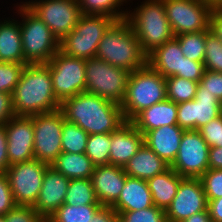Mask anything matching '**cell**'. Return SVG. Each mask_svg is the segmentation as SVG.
I'll use <instances>...</instances> for the list:
<instances>
[{
    "instance_id": "obj_37",
    "label": "cell",
    "mask_w": 222,
    "mask_h": 222,
    "mask_svg": "<svg viewBox=\"0 0 222 222\" xmlns=\"http://www.w3.org/2000/svg\"><path fill=\"white\" fill-rule=\"evenodd\" d=\"M26 64L0 62V92L11 94L18 84Z\"/></svg>"
},
{
    "instance_id": "obj_6",
    "label": "cell",
    "mask_w": 222,
    "mask_h": 222,
    "mask_svg": "<svg viewBox=\"0 0 222 222\" xmlns=\"http://www.w3.org/2000/svg\"><path fill=\"white\" fill-rule=\"evenodd\" d=\"M22 3V4H21ZM17 8L25 64L48 63L60 50V41L23 2Z\"/></svg>"
},
{
    "instance_id": "obj_5",
    "label": "cell",
    "mask_w": 222,
    "mask_h": 222,
    "mask_svg": "<svg viewBox=\"0 0 222 222\" xmlns=\"http://www.w3.org/2000/svg\"><path fill=\"white\" fill-rule=\"evenodd\" d=\"M166 99V78L146 64L130 73L120 106L125 120L132 121L144 109Z\"/></svg>"
},
{
    "instance_id": "obj_22",
    "label": "cell",
    "mask_w": 222,
    "mask_h": 222,
    "mask_svg": "<svg viewBox=\"0 0 222 222\" xmlns=\"http://www.w3.org/2000/svg\"><path fill=\"white\" fill-rule=\"evenodd\" d=\"M154 206L147 180L126 176L118 200L111 206L117 213L138 211Z\"/></svg>"
},
{
    "instance_id": "obj_28",
    "label": "cell",
    "mask_w": 222,
    "mask_h": 222,
    "mask_svg": "<svg viewBox=\"0 0 222 222\" xmlns=\"http://www.w3.org/2000/svg\"><path fill=\"white\" fill-rule=\"evenodd\" d=\"M56 171L71 179H90L95 165L85 153L62 152L50 165Z\"/></svg>"
},
{
    "instance_id": "obj_34",
    "label": "cell",
    "mask_w": 222,
    "mask_h": 222,
    "mask_svg": "<svg viewBox=\"0 0 222 222\" xmlns=\"http://www.w3.org/2000/svg\"><path fill=\"white\" fill-rule=\"evenodd\" d=\"M111 133L88 136L85 154L97 165L109 164Z\"/></svg>"
},
{
    "instance_id": "obj_24",
    "label": "cell",
    "mask_w": 222,
    "mask_h": 222,
    "mask_svg": "<svg viewBox=\"0 0 222 222\" xmlns=\"http://www.w3.org/2000/svg\"><path fill=\"white\" fill-rule=\"evenodd\" d=\"M184 57L179 41L174 37L147 55V64L164 78L176 76L181 71Z\"/></svg>"
},
{
    "instance_id": "obj_47",
    "label": "cell",
    "mask_w": 222,
    "mask_h": 222,
    "mask_svg": "<svg viewBox=\"0 0 222 222\" xmlns=\"http://www.w3.org/2000/svg\"><path fill=\"white\" fill-rule=\"evenodd\" d=\"M9 166L5 124H0V173H4Z\"/></svg>"
},
{
    "instance_id": "obj_11",
    "label": "cell",
    "mask_w": 222,
    "mask_h": 222,
    "mask_svg": "<svg viewBox=\"0 0 222 222\" xmlns=\"http://www.w3.org/2000/svg\"><path fill=\"white\" fill-rule=\"evenodd\" d=\"M48 166L46 163L32 159L7 168L5 174L17 206H34Z\"/></svg>"
},
{
    "instance_id": "obj_27",
    "label": "cell",
    "mask_w": 222,
    "mask_h": 222,
    "mask_svg": "<svg viewBox=\"0 0 222 222\" xmlns=\"http://www.w3.org/2000/svg\"><path fill=\"white\" fill-rule=\"evenodd\" d=\"M183 178L171 167L149 178L147 183L152 194L154 206L166 211L176 196L179 184Z\"/></svg>"
},
{
    "instance_id": "obj_43",
    "label": "cell",
    "mask_w": 222,
    "mask_h": 222,
    "mask_svg": "<svg viewBox=\"0 0 222 222\" xmlns=\"http://www.w3.org/2000/svg\"><path fill=\"white\" fill-rule=\"evenodd\" d=\"M205 71L204 63L182 57L181 71L176 76L198 82L203 77Z\"/></svg>"
},
{
    "instance_id": "obj_54",
    "label": "cell",
    "mask_w": 222,
    "mask_h": 222,
    "mask_svg": "<svg viewBox=\"0 0 222 222\" xmlns=\"http://www.w3.org/2000/svg\"><path fill=\"white\" fill-rule=\"evenodd\" d=\"M0 222H6L5 216H0Z\"/></svg>"
},
{
    "instance_id": "obj_36",
    "label": "cell",
    "mask_w": 222,
    "mask_h": 222,
    "mask_svg": "<svg viewBox=\"0 0 222 222\" xmlns=\"http://www.w3.org/2000/svg\"><path fill=\"white\" fill-rule=\"evenodd\" d=\"M205 49V69L222 72V41L210 29L205 30Z\"/></svg>"
},
{
    "instance_id": "obj_17",
    "label": "cell",
    "mask_w": 222,
    "mask_h": 222,
    "mask_svg": "<svg viewBox=\"0 0 222 222\" xmlns=\"http://www.w3.org/2000/svg\"><path fill=\"white\" fill-rule=\"evenodd\" d=\"M220 101L209 92H196L195 99L177 104V124L184 130H198L220 115Z\"/></svg>"
},
{
    "instance_id": "obj_25",
    "label": "cell",
    "mask_w": 222,
    "mask_h": 222,
    "mask_svg": "<svg viewBox=\"0 0 222 222\" xmlns=\"http://www.w3.org/2000/svg\"><path fill=\"white\" fill-rule=\"evenodd\" d=\"M170 165L161 159L145 143L124 166L127 176L148 180L166 171Z\"/></svg>"
},
{
    "instance_id": "obj_44",
    "label": "cell",
    "mask_w": 222,
    "mask_h": 222,
    "mask_svg": "<svg viewBox=\"0 0 222 222\" xmlns=\"http://www.w3.org/2000/svg\"><path fill=\"white\" fill-rule=\"evenodd\" d=\"M16 206L8 178L5 172L0 173V216H5Z\"/></svg>"
},
{
    "instance_id": "obj_19",
    "label": "cell",
    "mask_w": 222,
    "mask_h": 222,
    "mask_svg": "<svg viewBox=\"0 0 222 222\" xmlns=\"http://www.w3.org/2000/svg\"><path fill=\"white\" fill-rule=\"evenodd\" d=\"M123 167L112 164L97 165L90 177L96 198L102 206L111 207L119 198L126 182Z\"/></svg>"
},
{
    "instance_id": "obj_29",
    "label": "cell",
    "mask_w": 222,
    "mask_h": 222,
    "mask_svg": "<svg viewBox=\"0 0 222 222\" xmlns=\"http://www.w3.org/2000/svg\"><path fill=\"white\" fill-rule=\"evenodd\" d=\"M82 15H105L118 20L127 18V11L121 9L128 0H77ZM120 7V8H119ZM121 10V11H120Z\"/></svg>"
},
{
    "instance_id": "obj_21",
    "label": "cell",
    "mask_w": 222,
    "mask_h": 222,
    "mask_svg": "<svg viewBox=\"0 0 222 222\" xmlns=\"http://www.w3.org/2000/svg\"><path fill=\"white\" fill-rule=\"evenodd\" d=\"M183 132L178 124L161 126L148 131L144 135V143L171 165L177 156Z\"/></svg>"
},
{
    "instance_id": "obj_23",
    "label": "cell",
    "mask_w": 222,
    "mask_h": 222,
    "mask_svg": "<svg viewBox=\"0 0 222 222\" xmlns=\"http://www.w3.org/2000/svg\"><path fill=\"white\" fill-rule=\"evenodd\" d=\"M131 122L143 135L161 126L176 125L177 103L168 99L156 103L141 111Z\"/></svg>"
},
{
    "instance_id": "obj_16",
    "label": "cell",
    "mask_w": 222,
    "mask_h": 222,
    "mask_svg": "<svg viewBox=\"0 0 222 222\" xmlns=\"http://www.w3.org/2000/svg\"><path fill=\"white\" fill-rule=\"evenodd\" d=\"M9 165L34 159V126L31 117L14 116L5 124Z\"/></svg>"
},
{
    "instance_id": "obj_39",
    "label": "cell",
    "mask_w": 222,
    "mask_h": 222,
    "mask_svg": "<svg viewBox=\"0 0 222 222\" xmlns=\"http://www.w3.org/2000/svg\"><path fill=\"white\" fill-rule=\"evenodd\" d=\"M199 179L207 200L222 197V169H208Z\"/></svg>"
},
{
    "instance_id": "obj_49",
    "label": "cell",
    "mask_w": 222,
    "mask_h": 222,
    "mask_svg": "<svg viewBox=\"0 0 222 222\" xmlns=\"http://www.w3.org/2000/svg\"><path fill=\"white\" fill-rule=\"evenodd\" d=\"M208 210L212 222H222V197L208 200Z\"/></svg>"
},
{
    "instance_id": "obj_10",
    "label": "cell",
    "mask_w": 222,
    "mask_h": 222,
    "mask_svg": "<svg viewBox=\"0 0 222 222\" xmlns=\"http://www.w3.org/2000/svg\"><path fill=\"white\" fill-rule=\"evenodd\" d=\"M30 117L34 126V159L50 166L62 153L63 113L59 108Z\"/></svg>"
},
{
    "instance_id": "obj_15",
    "label": "cell",
    "mask_w": 222,
    "mask_h": 222,
    "mask_svg": "<svg viewBox=\"0 0 222 222\" xmlns=\"http://www.w3.org/2000/svg\"><path fill=\"white\" fill-rule=\"evenodd\" d=\"M208 209V200L199 178L184 177L178 187L176 196L167 208V222L182 220Z\"/></svg>"
},
{
    "instance_id": "obj_52",
    "label": "cell",
    "mask_w": 222,
    "mask_h": 222,
    "mask_svg": "<svg viewBox=\"0 0 222 222\" xmlns=\"http://www.w3.org/2000/svg\"><path fill=\"white\" fill-rule=\"evenodd\" d=\"M212 8H219L222 5V0H200Z\"/></svg>"
},
{
    "instance_id": "obj_40",
    "label": "cell",
    "mask_w": 222,
    "mask_h": 222,
    "mask_svg": "<svg viewBox=\"0 0 222 222\" xmlns=\"http://www.w3.org/2000/svg\"><path fill=\"white\" fill-rule=\"evenodd\" d=\"M197 92H209L222 102V72L206 70L199 81Z\"/></svg>"
},
{
    "instance_id": "obj_31",
    "label": "cell",
    "mask_w": 222,
    "mask_h": 222,
    "mask_svg": "<svg viewBox=\"0 0 222 222\" xmlns=\"http://www.w3.org/2000/svg\"><path fill=\"white\" fill-rule=\"evenodd\" d=\"M88 136L89 134L81 127L66 121L63 115L62 152L85 153Z\"/></svg>"
},
{
    "instance_id": "obj_53",
    "label": "cell",
    "mask_w": 222,
    "mask_h": 222,
    "mask_svg": "<svg viewBox=\"0 0 222 222\" xmlns=\"http://www.w3.org/2000/svg\"><path fill=\"white\" fill-rule=\"evenodd\" d=\"M39 222H54L51 218H41Z\"/></svg>"
},
{
    "instance_id": "obj_13",
    "label": "cell",
    "mask_w": 222,
    "mask_h": 222,
    "mask_svg": "<svg viewBox=\"0 0 222 222\" xmlns=\"http://www.w3.org/2000/svg\"><path fill=\"white\" fill-rule=\"evenodd\" d=\"M175 36L208 30L213 8L200 0H163Z\"/></svg>"
},
{
    "instance_id": "obj_30",
    "label": "cell",
    "mask_w": 222,
    "mask_h": 222,
    "mask_svg": "<svg viewBox=\"0 0 222 222\" xmlns=\"http://www.w3.org/2000/svg\"><path fill=\"white\" fill-rule=\"evenodd\" d=\"M64 204L72 206L101 205L96 198L90 179H71Z\"/></svg>"
},
{
    "instance_id": "obj_26",
    "label": "cell",
    "mask_w": 222,
    "mask_h": 222,
    "mask_svg": "<svg viewBox=\"0 0 222 222\" xmlns=\"http://www.w3.org/2000/svg\"><path fill=\"white\" fill-rule=\"evenodd\" d=\"M0 62L25 64L18 20L7 18L0 22Z\"/></svg>"
},
{
    "instance_id": "obj_42",
    "label": "cell",
    "mask_w": 222,
    "mask_h": 222,
    "mask_svg": "<svg viewBox=\"0 0 222 222\" xmlns=\"http://www.w3.org/2000/svg\"><path fill=\"white\" fill-rule=\"evenodd\" d=\"M6 222H39L41 216L32 206H16L6 215Z\"/></svg>"
},
{
    "instance_id": "obj_51",
    "label": "cell",
    "mask_w": 222,
    "mask_h": 222,
    "mask_svg": "<svg viewBox=\"0 0 222 222\" xmlns=\"http://www.w3.org/2000/svg\"><path fill=\"white\" fill-rule=\"evenodd\" d=\"M181 222H212L209 214V210L198 212L192 216L182 220Z\"/></svg>"
},
{
    "instance_id": "obj_45",
    "label": "cell",
    "mask_w": 222,
    "mask_h": 222,
    "mask_svg": "<svg viewBox=\"0 0 222 222\" xmlns=\"http://www.w3.org/2000/svg\"><path fill=\"white\" fill-rule=\"evenodd\" d=\"M14 116L12 95L0 92V124H6Z\"/></svg>"
},
{
    "instance_id": "obj_2",
    "label": "cell",
    "mask_w": 222,
    "mask_h": 222,
    "mask_svg": "<svg viewBox=\"0 0 222 222\" xmlns=\"http://www.w3.org/2000/svg\"><path fill=\"white\" fill-rule=\"evenodd\" d=\"M15 116L37 115L60 108L47 63L26 64L12 93Z\"/></svg>"
},
{
    "instance_id": "obj_38",
    "label": "cell",
    "mask_w": 222,
    "mask_h": 222,
    "mask_svg": "<svg viewBox=\"0 0 222 222\" xmlns=\"http://www.w3.org/2000/svg\"><path fill=\"white\" fill-rule=\"evenodd\" d=\"M118 222H167L165 210L156 206L118 213Z\"/></svg>"
},
{
    "instance_id": "obj_20",
    "label": "cell",
    "mask_w": 222,
    "mask_h": 222,
    "mask_svg": "<svg viewBox=\"0 0 222 222\" xmlns=\"http://www.w3.org/2000/svg\"><path fill=\"white\" fill-rule=\"evenodd\" d=\"M144 144V135L131 121L111 133L109 164L123 167Z\"/></svg>"
},
{
    "instance_id": "obj_48",
    "label": "cell",
    "mask_w": 222,
    "mask_h": 222,
    "mask_svg": "<svg viewBox=\"0 0 222 222\" xmlns=\"http://www.w3.org/2000/svg\"><path fill=\"white\" fill-rule=\"evenodd\" d=\"M209 29L222 41V11L218 8L211 12Z\"/></svg>"
},
{
    "instance_id": "obj_33",
    "label": "cell",
    "mask_w": 222,
    "mask_h": 222,
    "mask_svg": "<svg viewBox=\"0 0 222 222\" xmlns=\"http://www.w3.org/2000/svg\"><path fill=\"white\" fill-rule=\"evenodd\" d=\"M102 205L72 206L63 204L52 215L54 222H89Z\"/></svg>"
},
{
    "instance_id": "obj_32",
    "label": "cell",
    "mask_w": 222,
    "mask_h": 222,
    "mask_svg": "<svg viewBox=\"0 0 222 222\" xmlns=\"http://www.w3.org/2000/svg\"><path fill=\"white\" fill-rule=\"evenodd\" d=\"M199 83L178 76L166 78L167 99L181 103L195 99Z\"/></svg>"
},
{
    "instance_id": "obj_35",
    "label": "cell",
    "mask_w": 222,
    "mask_h": 222,
    "mask_svg": "<svg viewBox=\"0 0 222 222\" xmlns=\"http://www.w3.org/2000/svg\"><path fill=\"white\" fill-rule=\"evenodd\" d=\"M184 57L193 61L203 62L205 57V30L175 36Z\"/></svg>"
},
{
    "instance_id": "obj_46",
    "label": "cell",
    "mask_w": 222,
    "mask_h": 222,
    "mask_svg": "<svg viewBox=\"0 0 222 222\" xmlns=\"http://www.w3.org/2000/svg\"><path fill=\"white\" fill-rule=\"evenodd\" d=\"M89 222H118V213L109 206H101Z\"/></svg>"
},
{
    "instance_id": "obj_7",
    "label": "cell",
    "mask_w": 222,
    "mask_h": 222,
    "mask_svg": "<svg viewBox=\"0 0 222 222\" xmlns=\"http://www.w3.org/2000/svg\"><path fill=\"white\" fill-rule=\"evenodd\" d=\"M115 21L105 15H81L73 30L60 41V51L84 60L95 57L101 38Z\"/></svg>"
},
{
    "instance_id": "obj_14",
    "label": "cell",
    "mask_w": 222,
    "mask_h": 222,
    "mask_svg": "<svg viewBox=\"0 0 222 222\" xmlns=\"http://www.w3.org/2000/svg\"><path fill=\"white\" fill-rule=\"evenodd\" d=\"M209 148L198 130H184L170 167L182 177L200 178L209 169Z\"/></svg>"
},
{
    "instance_id": "obj_55",
    "label": "cell",
    "mask_w": 222,
    "mask_h": 222,
    "mask_svg": "<svg viewBox=\"0 0 222 222\" xmlns=\"http://www.w3.org/2000/svg\"><path fill=\"white\" fill-rule=\"evenodd\" d=\"M220 116L222 117V102H220V110H219Z\"/></svg>"
},
{
    "instance_id": "obj_9",
    "label": "cell",
    "mask_w": 222,
    "mask_h": 222,
    "mask_svg": "<svg viewBox=\"0 0 222 222\" xmlns=\"http://www.w3.org/2000/svg\"><path fill=\"white\" fill-rule=\"evenodd\" d=\"M50 68L53 92L62 103L81 92H85V60L65 55L60 50L47 63Z\"/></svg>"
},
{
    "instance_id": "obj_4",
    "label": "cell",
    "mask_w": 222,
    "mask_h": 222,
    "mask_svg": "<svg viewBox=\"0 0 222 222\" xmlns=\"http://www.w3.org/2000/svg\"><path fill=\"white\" fill-rule=\"evenodd\" d=\"M128 10L126 19L146 55L175 37L166 17L163 0H145L133 12Z\"/></svg>"
},
{
    "instance_id": "obj_12",
    "label": "cell",
    "mask_w": 222,
    "mask_h": 222,
    "mask_svg": "<svg viewBox=\"0 0 222 222\" xmlns=\"http://www.w3.org/2000/svg\"><path fill=\"white\" fill-rule=\"evenodd\" d=\"M61 41L82 15L77 0H31L23 2Z\"/></svg>"
},
{
    "instance_id": "obj_18",
    "label": "cell",
    "mask_w": 222,
    "mask_h": 222,
    "mask_svg": "<svg viewBox=\"0 0 222 222\" xmlns=\"http://www.w3.org/2000/svg\"><path fill=\"white\" fill-rule=\"evenodd\" d=\"M70 179L48 166L42 181V188L33 206L42 218L51 215L64 204Z\"/></svg>"
},
{
    "instance_id": "obj_50",
    "label": "cell",
    "mask_w": 222,
    "mask_h": 222,
    "mask_svg": "<svg viewBox=\"0 0 222 222\" xmlns=\"http://www.w3.org/2000/svg\"><path fill=\"white\" fill-rule=\"evenodd\" d=\"M209 169H222V147L209 148Z\"/></svg>"
},
{
    "instance_id": "obj_1",
    "label": "cell",
    "mask_w": 222,
    "mask_h": 222,
    "mask_svg": "<svg viewBox=\"0 0 222 222\" xmlns=\"http://www.w3.org/2000/svg\"><path fill=\"white\" fill-rule=\"evenodd\" d=\"M60 109L66 121L89 135L112 133L126 122L120 105L88 92L64 100Z\"/></svg>"
},
{
    "instance_id": "obj_8",
    "label": "cell",
    "mask_w": 222,
    "mask_h": 222,
    "mask_svg": "<svg viewBox=\"0 0 222 222\" xmlns=\"http://www.w3.org/2000/svg\"><path fill=\"white\" fill-rule=\"evenodd\" d=\"M85 73V92L93 93L118 105L123 103L131 72L92 57L85 60Z\"/></svg>"
},
{
    "instance_id": "obj_41",
    "label": "cell",
    "mask_w": 222,
    "mask_h": 222,
    "mask_svg": "<svg viewBox=\"0 0 222 222\" xmlns=\"http://www.w3.org/2000/svg\"><path fill=\"white\" fill-rule=\"evenodd\" d=\"M209 147H222V117L212 119L198 129Z\"/></svg>"
},
{
    "instance_id": "obj_3",
    "label": "cell",
    "mask_w": 222,
    "mask_h": 222,
    "mask_svg": "<svg viewBox=\"0 0 222 222\" xmlns=\"http://www.w3.org/2000/svg\"><path fill=\"white\" fill-rule=\"evenodd\" d=\"M108 64L129 72L147 64V55L127 19L115 21L101 38L96 56Z\"/></svg>"
}]
</instances>
